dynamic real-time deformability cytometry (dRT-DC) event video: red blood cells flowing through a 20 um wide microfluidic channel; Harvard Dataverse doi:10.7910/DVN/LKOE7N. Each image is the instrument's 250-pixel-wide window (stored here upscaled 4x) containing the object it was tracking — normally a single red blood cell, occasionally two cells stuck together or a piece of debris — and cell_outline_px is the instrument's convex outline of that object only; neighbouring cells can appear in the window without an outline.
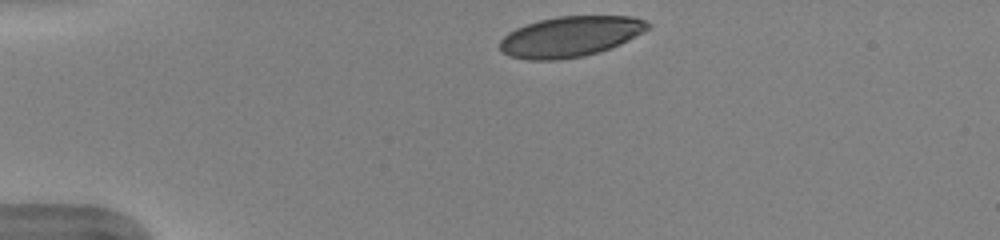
{"species": "human", "species_latin": "Homo sapiens", "temperature_condition": "warm", "stored_images_in_passage": 40, "camera_frame_rate_fps": 3000, "um_per_image_px": 0.085, "donor": {"sex": "female"}, "frame": {"image": 1, "passage_image": 1, "time_ms": 0.0, "image_size_px": [1000, 240], "cell_outline_px": [[652, 28], [620, 44], [584, 56], [556, 60], [532, 60], [508, 56], [500, 52], [500, 40], [508, 32], [516, 28], [540, 20], [556, 16], [632, 16], [644, 20], [652, 24]], "centroid_in_image_um": [48.48, 3.1], "position_along_channel_um": 36.5, "area_um2": 34.97}}
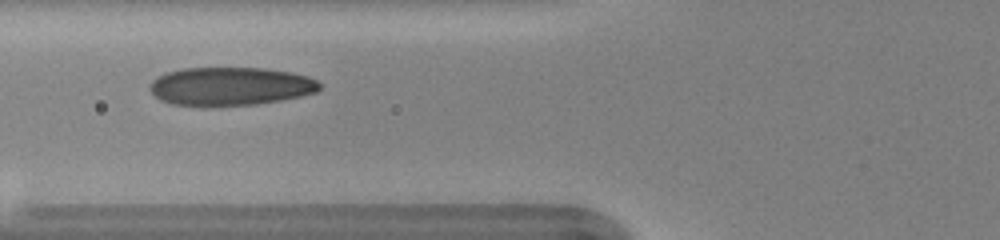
{"frame": {"image": 2, "passage_image": 10, "time_ms": 3.0, "image_size_px": [1000, 240], "cell_outline_px": [[320, 88], [316, 92], [300, 96], [280, 100], [256, 104], [204, 108], [172, 104], [160, 100], [148, 88], [148, 84], [152, 80], [168, 72], [184, 68], [264, 68], [288, 72], [308, 76], [316, 80], [320, 84]], "centroid_in_image_um": [19.53, 7.36], "position_along_channel_um": 106.3, "area_um2": 38.38}}
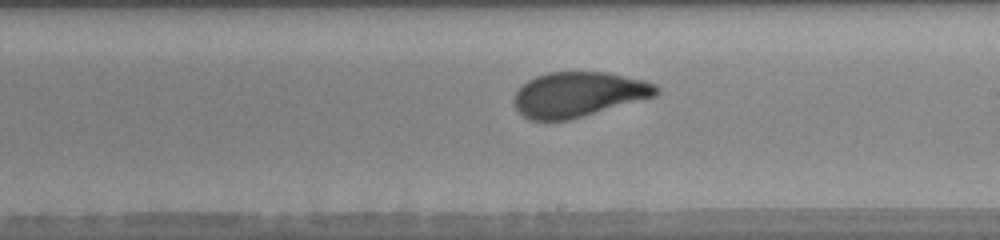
{"frame": {"image": 3, "passage_image": 20, "time_ms": 6.333, "image_size_px": [1000, 240], "cell_outline_px": [[660, 92], [656, 96], [568, 120], [528, 120], [512, 104], [512, 100], [516, 92], [528, 80], [536, 76], [548, 72], [608, 72], [644, 80], [656, 84], [660, 88]], "centroid_in_image_um": [49.18, 8.02], "position_along_channel_um": 239.8, "area_um2": 37.28}, "authors_computed_cell_mechanics": {"area_um2": 37.6278, "velocity_mm_per_s": 3.9958, "shape_relaxation_time_tau1_ms": 3.6817, "shape_relaxation_time_tau2_ms": 0.7835, "deformation_change_tau1": 0.1675, "deformation_change_tau2": 0.069}}